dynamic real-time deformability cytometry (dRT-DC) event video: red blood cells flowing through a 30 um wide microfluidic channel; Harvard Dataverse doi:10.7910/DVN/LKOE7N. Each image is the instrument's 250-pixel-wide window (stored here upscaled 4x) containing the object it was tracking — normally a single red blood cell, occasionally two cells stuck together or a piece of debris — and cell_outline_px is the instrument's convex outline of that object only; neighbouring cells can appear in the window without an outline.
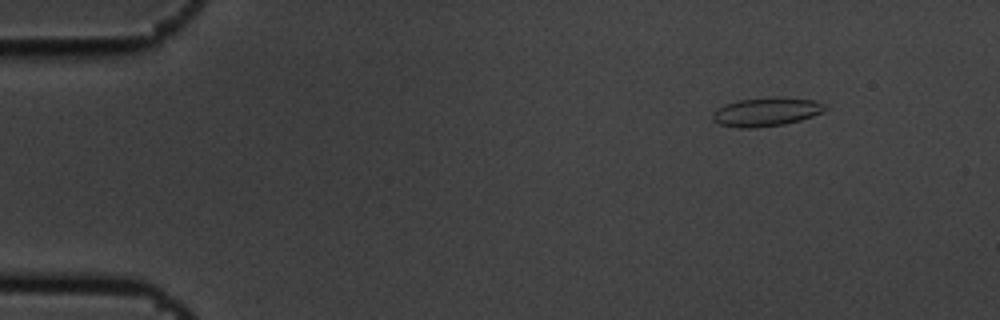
{"species": "common noctule bat (a hibernating species)", "species_latin": "Nyctalus noctula", "temperature_condition": "cold", "stored_images_in_passage": 4, "camera_frame_rate_fps": 3000, "um_per_image_px": 0.085, "animal": {"sex": "male", "body_mass_g": 19.5, "forearm_length_mm": 54.6}, "frame": {"image": 1, "passage_image": 2, "time_ms": 0.333, "image_size_px": [1000, 320], "cell_outline_px": [[828, 108], [824, 112], [800, 120], [784, 124], [756, 128], [740, 128], [720, 124], [712, 120], [712, 112], [724, 104], [740, 100], [772, 96], [780, 96], [812, 100], [824, 104]], "centroid_in_image_um": [65.13, 9.5], "position_along_channel_um": 19.9, "area_um2": 19.02}}